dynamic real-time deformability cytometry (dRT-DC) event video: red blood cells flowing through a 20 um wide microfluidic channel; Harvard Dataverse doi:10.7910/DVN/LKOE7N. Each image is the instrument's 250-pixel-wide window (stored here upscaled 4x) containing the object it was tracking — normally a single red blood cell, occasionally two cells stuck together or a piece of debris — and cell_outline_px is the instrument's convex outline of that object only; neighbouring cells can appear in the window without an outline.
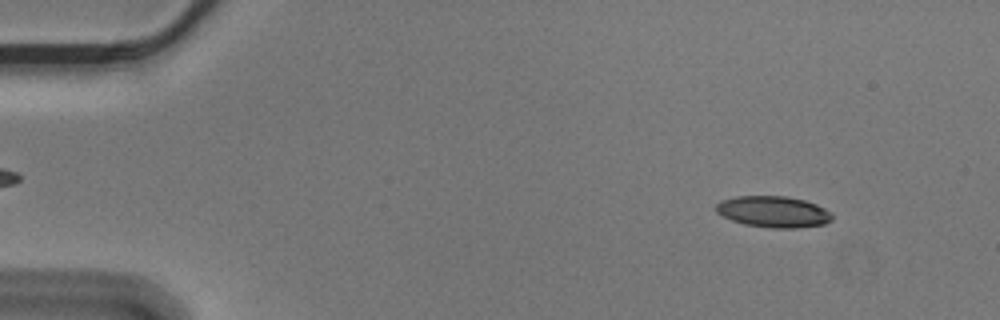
{"species": "Egyptian fruit bat (a non-hibernating species)", "species_latin": "Rousettus aegyptiacus", "temperature_condition": "cold", "stored_images_in_passage": 56, "camera_frame_rate_fps": 3000, "um_per_image_px": 0.085, "animal": {"sex": "male"}, "frame": {"image": 1, "passage_image": 6, "time_ms": 1.667, "image_size_px": [1000, 320], "cell_outline_px": [[832, 220], [824, 224], [796, 228], [772, 228], [744, 224], [732, 220], [716, 212], [716, 204], [720, 200], [736, 196], [788, 196], [804, 200], [816, 204], [832, 212]], "centroid_in_image_um": [65.74, 17.99], "position_along_channel_um": 19.3, "area_um2": 21.21}}
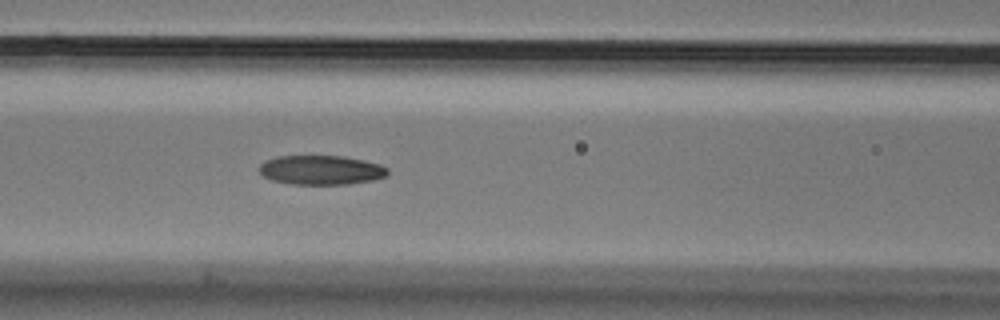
{"frame": {"image": 2, "passage_image": 24, "time_ms": 7.667, "image_size_px": [1000, 320], "cell_outline_px": [[388, 176], [372, 180], [348, 184], [292, 184], [272, 180], [264, 176], [256, 168], [264, 160], [276, 156], [344, 156], [364, 160], [380, 164], [388, 168]], "centroid_in_image_um": [27.28, 14.44], "position_along_channel_um": 139.3, "area_um2": 22.14}}
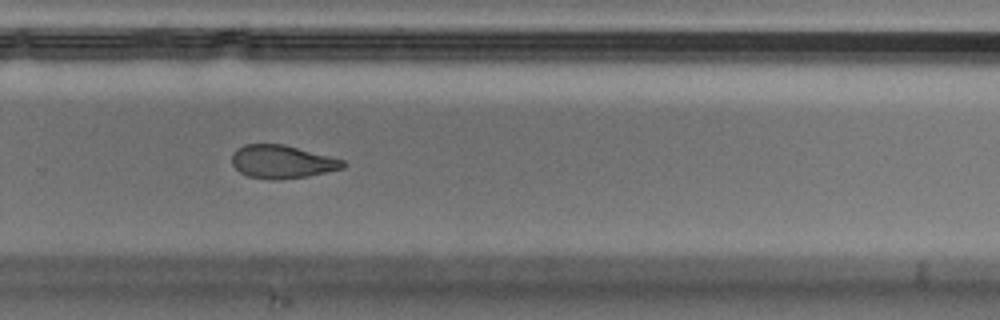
{"frame": {"image": 3, "passage_image": 38, "time_ms": 12.333, "image_size_px": [1000, 320], "cell_outline_px": [[344, 168], [308, 176], [280, 180], [272, 180], [248, 176], [240, 172], [232, 164], [232, 152], [236, 148], [244, 144], [284, 144], [344, 160]], "centroid_in_image_um": [23.94, 13.75], "position_along_channel_um": 305.9, "area_um2": 21.5}, "authors_computed_cell_mechanics": {"area_um2": 22.253, "velocity_mm_per_s": 3.5791, "shape_relaxation_time_tau1_ms": null, "shape_relaxation_time_tau2_ms": 4.0641, "deformation_change_tau1": null, "deformation_change_tau2": 0.1077}}